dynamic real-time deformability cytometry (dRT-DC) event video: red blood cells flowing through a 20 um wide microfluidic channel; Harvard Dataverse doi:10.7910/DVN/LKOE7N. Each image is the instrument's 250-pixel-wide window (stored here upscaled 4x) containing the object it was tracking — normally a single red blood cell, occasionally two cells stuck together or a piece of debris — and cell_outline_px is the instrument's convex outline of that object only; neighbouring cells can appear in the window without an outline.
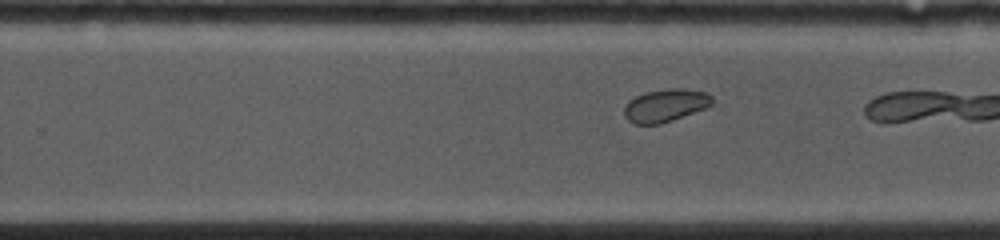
{"species": "common noctule bat (a hibernating species)", "species_latin": "Nyctalus noctula", "temperature_condition": "cold", "stored_images_in_passage": 25, "camera_frame_rate_fps": 4500, "um_per_image_px": 0.085, "animal": {"sex": "female", "body_mass_g": 19.0, "forearm_length_mm": 53.3}, "frame": {"image": 1, "passage_image": 18, "time_ms": 5.333, "image_size_px": [1000, 240], "cell_outline_px": [[712, 104], [708, 108], [660, 124], [632, 124], [624, 116], [624, 108], [628, 100], [644, 92], [668, 88], [684, 88], [708, 92], [712, 96]], "centroid_in_image_um": [56.57, 8.95], "position_along_channel_um": 273.2, "area_um2": 17.11}}